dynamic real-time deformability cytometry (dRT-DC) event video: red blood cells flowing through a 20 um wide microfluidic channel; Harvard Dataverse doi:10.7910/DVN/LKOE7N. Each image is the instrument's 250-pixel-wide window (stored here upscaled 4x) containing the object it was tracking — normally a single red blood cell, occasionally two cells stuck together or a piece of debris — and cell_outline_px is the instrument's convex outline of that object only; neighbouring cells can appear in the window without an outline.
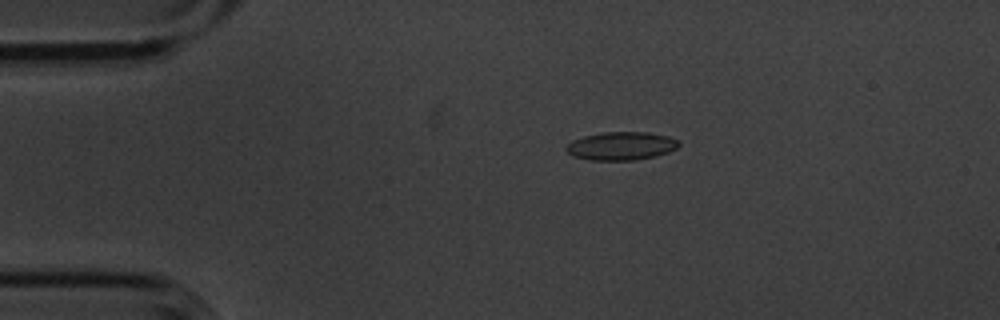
{"species": "common noctule bat (a hibernating species)", "species_latin": "Nyctalus noctula", "temperature_condition": "cold", "stored_images_in_passage": 8, "camera_frame_rate_fps": 3000, "um_per_image_px": 0.085, "animal": {"sex": "male", "body_mass_g": 20.1, "forearm_length_mm": 53.5}, "frame": {"image": 1, "passage_image": 3, "time_ms": 0.667, "image_size_px": [1000, 320], "cell_outline_px": [[680, 144], [676, 148], [668, 152], [656, 156], [636, 160], [588, 160], [572, 156], [564, 148], [572, 140], [584, 136], [604, 132], [648, 132], [668, 136], [676, 140]], "centroid_in_image_um": [52.78, 12.41], "position_along_channel_um": 32.2, "area_um2": 18.55}}
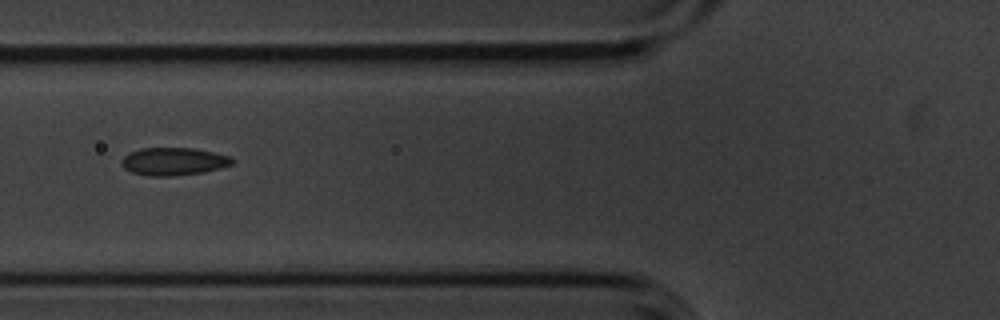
{"frame": {"image": 2, "passage_image": 6, "time_ms": 1.667, "image_size_px": [1000, 320], "cell_outline_px": [[236, 160], [232, 164], [204, 172], [172, 176], [148, 176], [132, 172], [124, 168], [120, 164], [120, 160], [128, 152], [140, 148], [192, 148], [232, 156]], "centroid_in_image_um": [14.73, 13.72], "position_along_channel_um": 111.1, "area_um2": 18.03}}
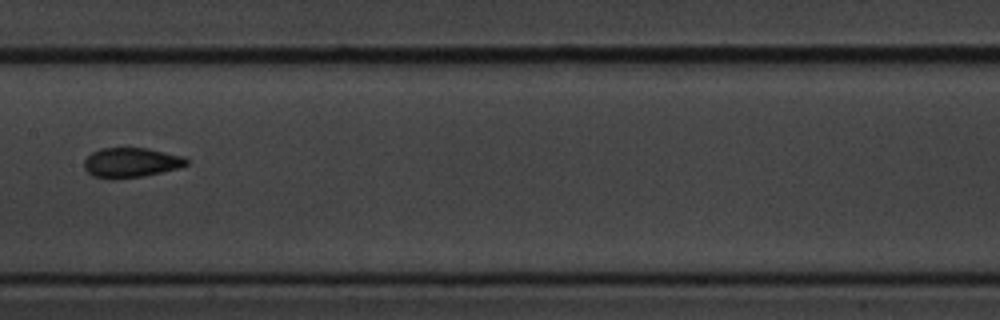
{"frame": {"image": 3, "passage_image": 8, "time_ms": 2.333, "image_size_px": [1000, 320], "cell_outline_px": [[188, 164], [176, 168], [144, 176], [112, 180], [92, 176], [84, 168], [84, 160], [92, 152], [100, 148], [148, 148], [184, 156], [188, 160]], "centroid_in_image_um": [11.1, 13.82], "position_along_channel_um": 196.3, "area_um2": 17.86}}